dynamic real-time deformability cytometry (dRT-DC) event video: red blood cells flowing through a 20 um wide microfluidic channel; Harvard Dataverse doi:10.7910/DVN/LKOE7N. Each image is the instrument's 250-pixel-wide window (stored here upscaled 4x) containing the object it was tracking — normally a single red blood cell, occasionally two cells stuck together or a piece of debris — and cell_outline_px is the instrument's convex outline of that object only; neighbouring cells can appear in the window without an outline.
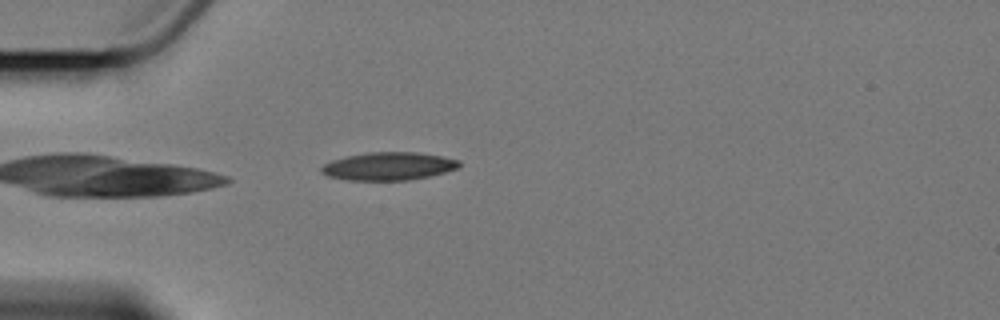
{"species": "Egyptian fruit bat (a non-hibernating species)", "species_latin": "Rousettus aegyptiacus", "temperature_condition": "cold", "stored_images_in_passage": 8, "camera_frame_rate_fps": 3000, "um_per_image_px": 0.085, "animal": {"sex": "female"}, "frame": {"image": 1, "passage_image": 1, "time_ms": 0.0, "image_size_px": [1000, 320], "cell_outline_px": [[460, 164], [456, 168], [444, 172], [428, 176], [408, 180], [348, 180], [328, 176], [320, 172], [320, 168], [324, 164], [332, 160], [348, 156], [368, 152], [416, 152], [444, 156], [460, 160]], "centroid_in_image_um": [33.02, 14.12], "position_along_channel_um": 52.0, "area_um2": 22.37}}
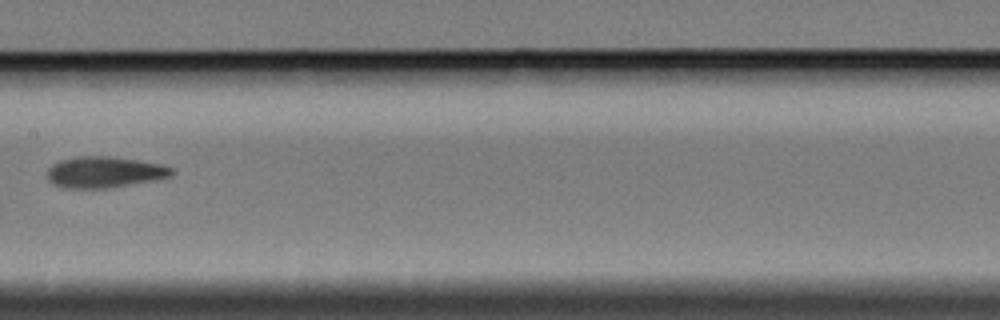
{"frame": {"image": 2, "passage_image": 5, "time_ms": 4.667, "image_size_px": [1000, 320], "cell_outline_px": [[176, 172], [172, 176], [156, 180], [108, 188], [64, 188], [48, 180], [48, 168], [52, 164], [60, 160], [76, 156], [112, 156], [160, 164], [172, 168]], "centroid_in_image_um": [8.9, 14.63], "position_along_channel_um": 198.5, "area_um2": 22.66}}
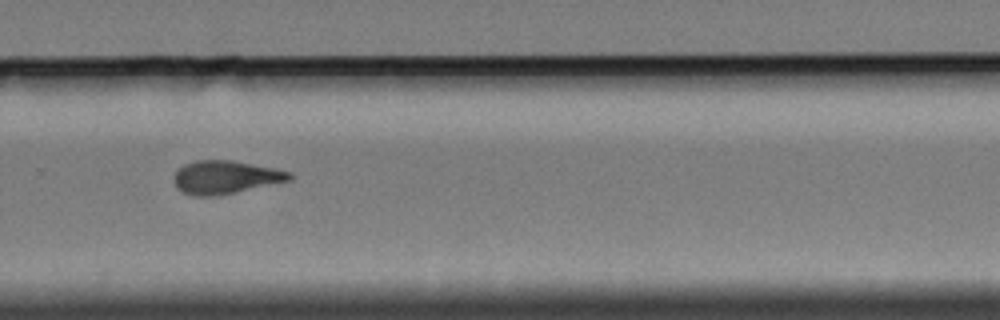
{"frame": {"image": 3, "passage_image": 8, "time_ms": 8.0, "image_size_px": [1000, 320], "cell_outline_px": [[292, 180], [216, 196], [192, 196], [176, 188], [176, 172], [184, 164], [196, 160], [232, 160], [292, 172]], "centroid_in_image_um": [19.18, 15.06], "position_along_channel_um": 310.6, "area_um2": 22.08}}